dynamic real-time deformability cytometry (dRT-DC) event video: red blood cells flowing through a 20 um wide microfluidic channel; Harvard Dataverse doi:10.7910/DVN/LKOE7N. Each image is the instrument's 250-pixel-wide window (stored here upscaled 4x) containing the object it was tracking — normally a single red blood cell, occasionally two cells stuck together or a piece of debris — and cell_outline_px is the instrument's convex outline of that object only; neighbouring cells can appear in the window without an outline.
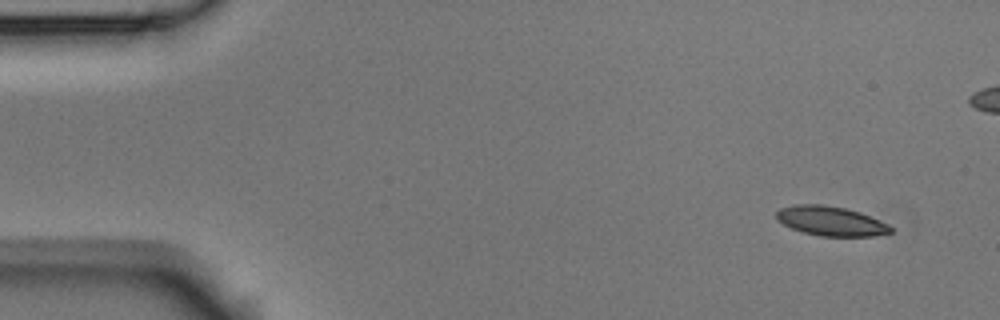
{"species": "Egyptian fruit bat (a non-hibernating species)", "species_latin": "Rousettus aegyptiacus", "temperature_condition": "room temperature", "stored_images_in_passage": 52, "camera_frame_rate_fps": 3000, "um_per_image_px": 0.085, "animal": {"sex": "male"}, "frame": {"image": 1, "passage_image": 1, "time_ms": 0.0, "image_size_px": [1000, 320], "cell_outline_px": [[892, 232], [876, 236], [820, 236], [804, 232], [792, 228], [776, 220], [776, 212], [780, 208], [796, 204], [820, 204], [844, 208], [860, 212], [888, 224], [892, 228]], "centroid_in_image_um": [70.61, 18.79], "position_along_channel_um": 14.4, "area_um2": 19.54}}
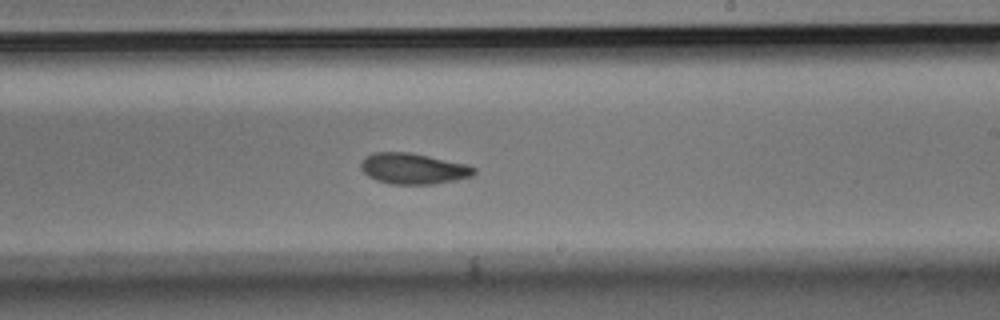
{"frame": {"image": 2, "passage_image": 29, "time_ms": 9.333, "image_size_px": [1000, 320], "cell_outline_px": [[476, 172], [472, 176], [456, 180], [432, 184], [392, 184], [376, 180], [368, 176], [360, 168], [360, 164], [372, 152], [408, 152], [468, 164], [476, 168]], "centroid_in_image_um": [35.15, 14.33], "position_along_channel_um": 253.8, "area_um2": 20.29}}
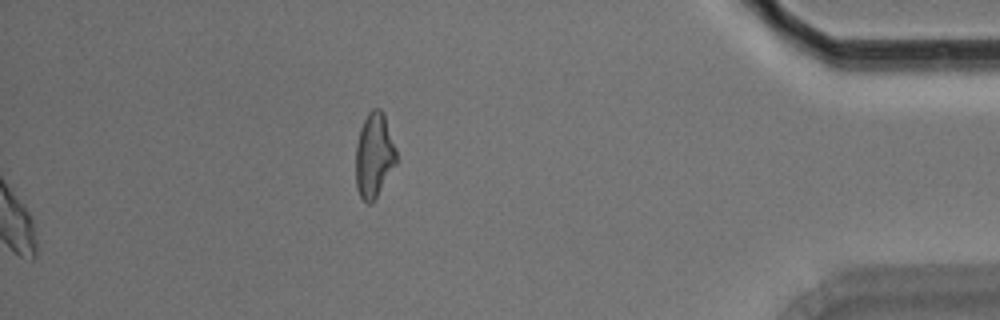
{"frame": {"image": 3, "passage_image": 52, "time_ms": 17.0, "image_size_px": [1000, 320], "cell_outline_px": [[396, 164], [372, 204], [368, 204], [360, 196], [356, 188], [356, 144], [360, 128], [368, 112], [372, 108], [380, 108], [384, 112], [396, 148]], "centroid_in_image_um": [31.8, 13.18], "position_along_channel_um": 403.4, "area_um2": 20.17}, "authors_computed_cell_mechanics": {"area_um2": 20.3167, "velocity_mm_per_s": 3.725, "shape_relaxation_time_tau1_ms": 5.0723, "shape_relaxation_time_tau2_ms": 3.8055, "deformation_change_tau1": 0.1156, "deformation_change_tau2": 0.0879}}